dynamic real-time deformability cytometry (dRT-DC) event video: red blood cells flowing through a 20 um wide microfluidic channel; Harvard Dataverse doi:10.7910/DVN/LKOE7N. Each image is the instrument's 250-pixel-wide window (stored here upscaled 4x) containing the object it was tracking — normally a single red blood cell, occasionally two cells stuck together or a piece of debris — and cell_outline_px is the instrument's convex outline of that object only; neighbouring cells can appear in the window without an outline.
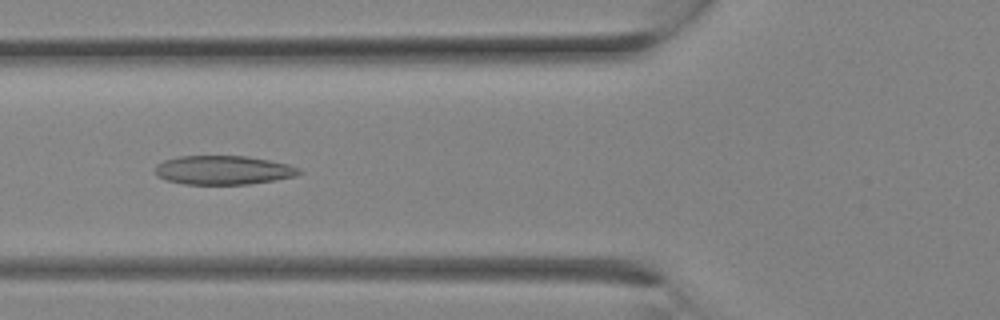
{"species": "Egyptian fruit bat (a non-hibernating species)", "species_latin": "Rousettus aegyptiacus", "temperature_condition": "room temperature", "stored_images_in_passage": 12, "camera_frame_rate_fps": 3000, "um_per_image_px": 0.085, "animal": {"sex": "female"}, "frame": {"image": 1, "passage_image": 9, "time_ms": 2.667, "image_size_px": [1000, 320], "cell_outline_px": [[304, 172], [296, 176], [248, 184], [184, 184], [168, 180], [160, 176], [156, 172], [156, 164], [164, 160], [180, 156], [248, 156], [288, 164], [300, 168]], "centroid_in_image_um": [19.02, 14.45], "position_along_channel_um": 106.8, "area_um2": 24.1}}
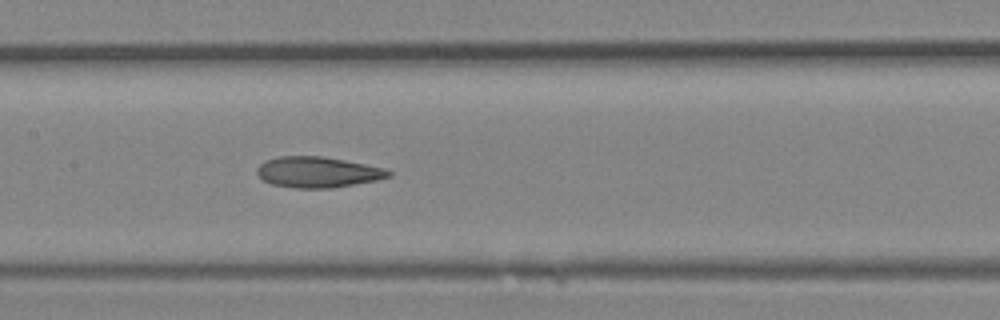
{"frame": {"image": 2, "passage_image": 12, "time_ms": 3.667, "image_size_px": [1000, 320], "cell_outline_px": [[392, 176], [380, 180], [332, 188], [296, 188], [272, 184], [264, 180], [256, 172], [256, 168], [264, 160], [280, 156], [324, 156], [384, 168], [392, 172]], "centroid_in_image_um": [27.03, 14.63], "position_along_channel_um": 180.4, "area_um2": 23.7}}